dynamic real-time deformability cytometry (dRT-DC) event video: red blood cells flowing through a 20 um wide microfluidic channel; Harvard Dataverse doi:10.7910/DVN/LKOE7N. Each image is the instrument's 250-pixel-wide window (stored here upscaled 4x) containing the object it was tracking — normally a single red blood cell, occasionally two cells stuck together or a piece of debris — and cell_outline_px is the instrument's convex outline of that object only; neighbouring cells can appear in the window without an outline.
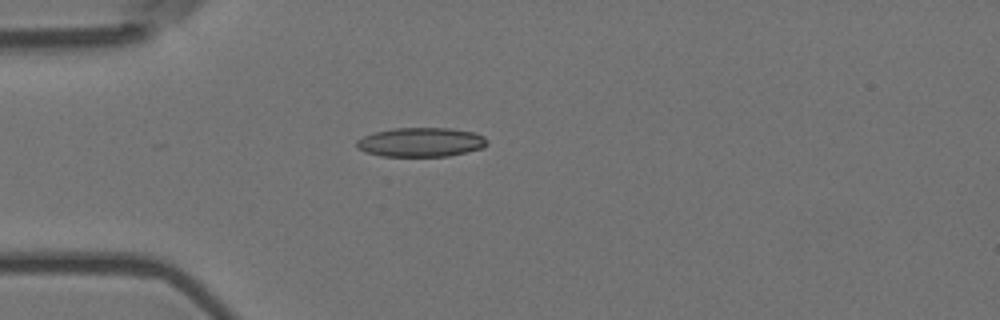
{"species": "Egyptian fruit bat (a non-hibernating species)", "species_latin": "Rousettus aegyptiacus", "temperature_condition": "room temperature", "stored_images_in_passage": 4, "camera_frame_rate_fps": 3000, "um_per_image_px": 0.085, "animal": {"sex": "female"}, "frame": {"image": 1, "passage_image": 3, "time_ms": 0.667, "image_size_px": [1000, 320], "cell_outline_px": [[488, 144], [484, 148], [448, 156], [380, 156], [364, 152], [356, 148], [356, 140], [364, 136], [376, 132], [392, 128], [452, 128], [476, 132], [484, 136], [488, 140]], "centroid_in_image_um": [35.8, 12.08], "position_along_channel_um": 49.2, "area_um2": 22.48}}